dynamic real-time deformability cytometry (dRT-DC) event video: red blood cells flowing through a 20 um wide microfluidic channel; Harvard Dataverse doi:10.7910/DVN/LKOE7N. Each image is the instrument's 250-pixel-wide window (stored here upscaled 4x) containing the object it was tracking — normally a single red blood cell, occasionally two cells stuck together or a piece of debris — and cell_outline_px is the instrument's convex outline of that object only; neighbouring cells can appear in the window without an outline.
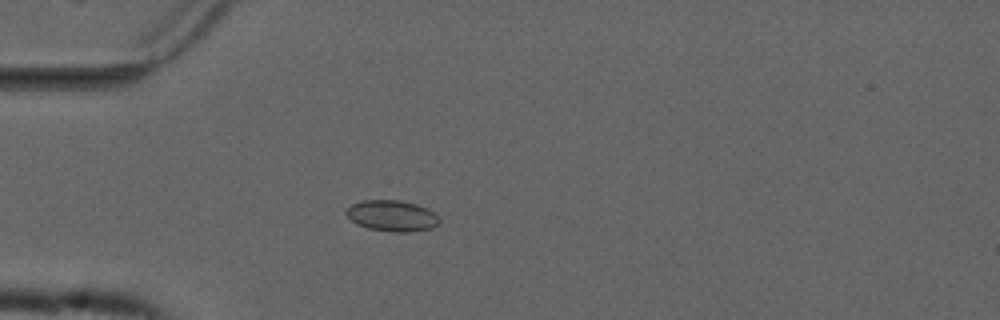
{"species": "common noctule bat (a hibernating species)", "species_latin": "Nyctalus noctula", "temperature_condition": "cold", "stored_images_in_passage": 55, "camera_frame_rate_fps": 3000, "um_per_image_px": 0.085, "animal": {"sex": "male", "forearm_length_mm": 52.5}, "frame": {"image": 1, "passage_image": 16, "time_ms": 5.0, "image_size_px": [1000, 320], "cell_outline_px": [[440, 220], [432, 228], [412, 232], [392, 232], [368, 228], [356, 224], [344, 212], [352, 204], [364, 200], [400, 200], [416, 204], [428, 208]], "centroid_in_image_um": [33.31, 18.34], "position_along_channel_um": 51.7, "area_um2": 16.76}}
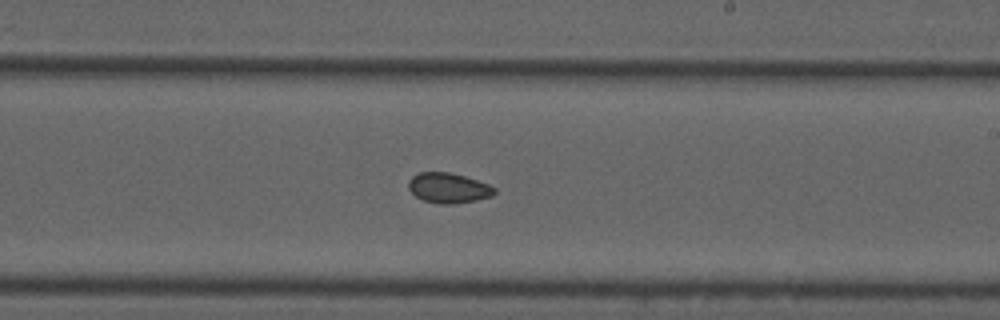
{"frame": {"image": 2, "passage_image": 33, "time_ms": 10.667, "image_size_px": [1000, 320], "cell_outline_px": [[496, 192], [492, 196], [476, 200], [456, 204], [440, 204], [424, 200], [416, 196], [408, 188], [408, 180], [412, 176], [420, 172], [448, 172], [464, 176], [488, 184], [496, 188]], "centroid_in_image_um": [38.12, 15.98], "position_along_channel_um": 250.9, "area_um2": 15.09}}
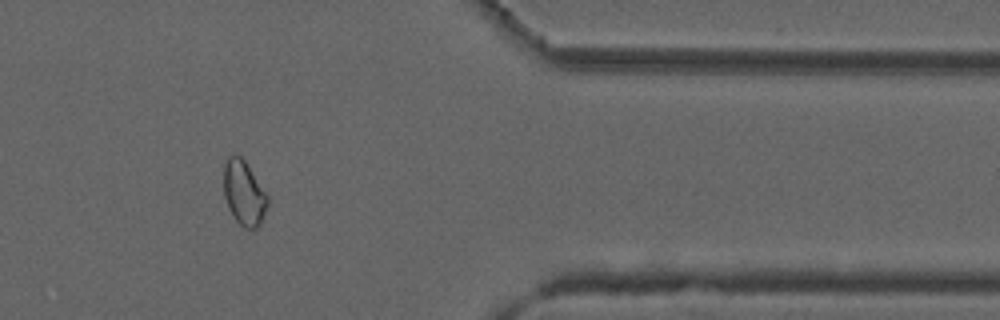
{"frame": {"image": 3, "passage_image": 46, "time_ms": 15.0, "image_size_px": [1000, 320], "cell_outline_px": [[268, 204], [264, 216], [260, 224], [256, 228], [244, 228], [236, 220], [228, 208], [224, 196], [224, 164], [228, 156], [240, 156], [244, 160], [268, 196]], "centroid_in_image_um": [20.73, 16.43], "position_along_channel_um": 390.7, "area_um2": 16.3}, "authors_computed_cell_mechanics": {"area_um2": 16.0106, "velocity_mm_per_s": 3.723, "shape_relaxation_time_tau1_ms": null, "shape_relaxation_time_tau2_ms": 2.7442, "deformation_change_tau1": null, "deformation_change_tau2": 0.0615}}